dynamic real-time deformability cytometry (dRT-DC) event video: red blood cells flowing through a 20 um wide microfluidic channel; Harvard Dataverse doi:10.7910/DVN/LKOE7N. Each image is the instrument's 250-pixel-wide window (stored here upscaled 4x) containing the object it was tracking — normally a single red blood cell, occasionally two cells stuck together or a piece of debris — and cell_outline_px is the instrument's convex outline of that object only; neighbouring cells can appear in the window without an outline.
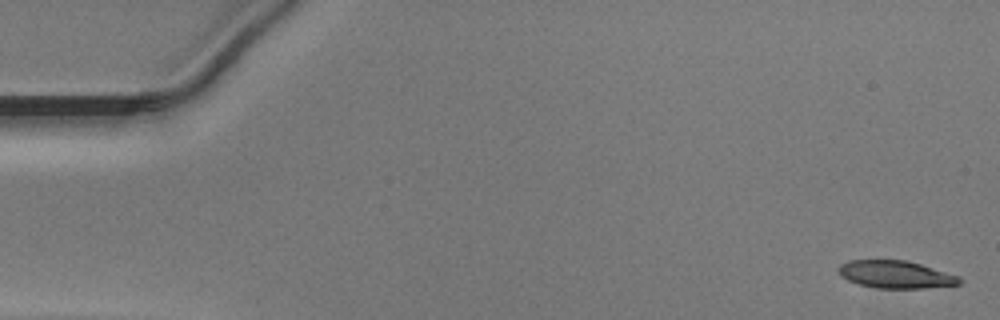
{"species": "Egyptian fruit bat (a non-hibernating species)", "species_latin": "Rousettus aegyptiacus", "temperature_condition": "warm", "stored_images_in_passage": 50, "camera_frame_rate_fps": 3000, "um_per_image_px": 0.085, "animal": {"sex": "male"}, "frame": {"image": 1, "passage_image": 1, "time_ms": 0.0, "image_size_px": [1000, 320], "cell_outline_px": [[964, 280], [960, 284], [924, 288], [880, 288], [860, 284], [848, 280], [840, 276], [836, 268], [840, 264], [848, 260], [904, 260], [920, 264], [960, 276]], "centroid_in_image_um": [76.12, 23.32], "position_along_channel_um": 8.9, "area_um2": 19.42}}
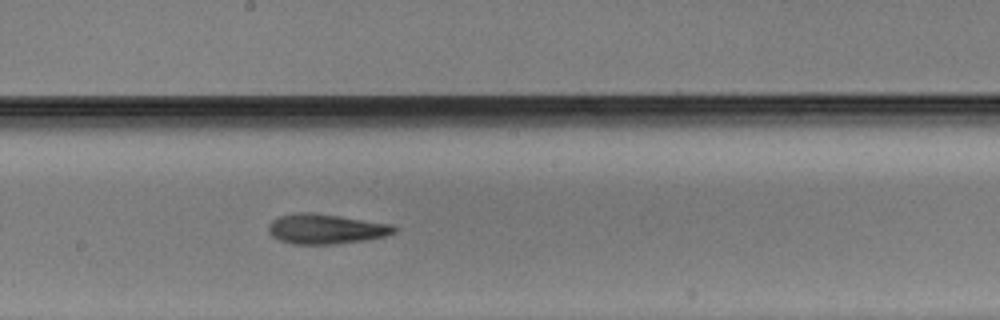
{"frame": {"image": 2, "passage_image": 27, "time_ms": 8.667, "image_size_px": [1000, 320], "cell_outline_px": [[400, 228], [396, 232], [384, 236], [368, 240], [340, 244], [292, 244], [280, 240], [272, 236], [268, 232], [268, 224], [272, 220], [280, 216], [296, 212], [312, 212], [392, 224]], "centroid_in_image_um": [27.72, 19.46], "position_along_channel_um": 220.5, "area_um2": 22.2}}
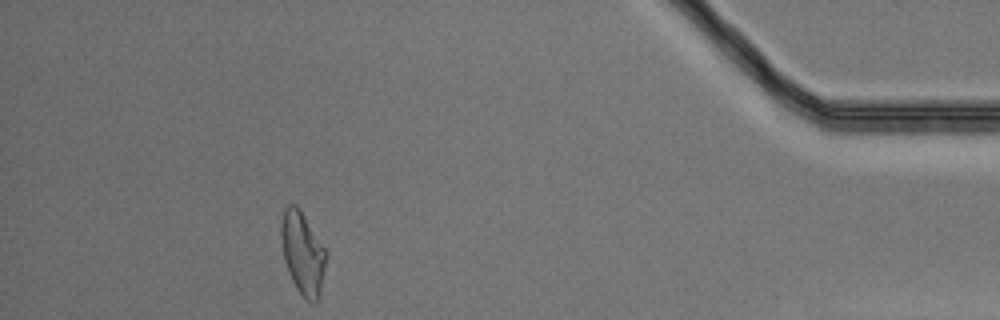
{"frame": {"image": 3, "passage_image": 45, "time_ms": 14.667, "image_size_px": [1000, 320], "cell_outline_px": [[328, 252], [320, 296], [316, 304], [312, 304], [296, 288], [292, 280], [284, 260], [280, 240], [280, 224], [284, 208], [288, 204], [296, 204], [300, 208]], "centroid_in_image_um": [25.74, 21.49], "position_along_channel_um": 409.5, "area_um2": 22.08}}